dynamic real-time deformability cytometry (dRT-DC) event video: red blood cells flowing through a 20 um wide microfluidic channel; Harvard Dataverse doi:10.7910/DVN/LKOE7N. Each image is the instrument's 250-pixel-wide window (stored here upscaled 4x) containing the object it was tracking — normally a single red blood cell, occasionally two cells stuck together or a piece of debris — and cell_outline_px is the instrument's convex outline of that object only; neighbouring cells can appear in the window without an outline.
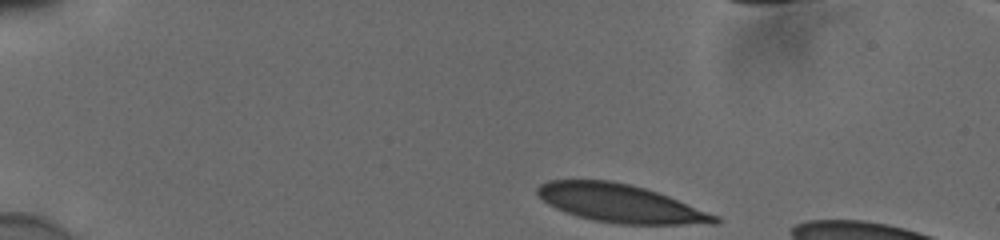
{"species": "human", "species_latin": "Homo sapiens", "temperature_condition": "cold", "stored_images_in_passage": 41, "camera_frame_rate_fps": 3000, "um_per_image_px": 0.085, "donor": {"sex": "male"}, "frame": {"image": 1, "passage_image": 1, "time_ms": 0.0, "image_size_px": [1000, 240], "cell_outline_px": [[720, 220], [716, 224], [616, 224], [592, 220], [576, 216], [564, 212], [548, 204], [536, 192], [536, 188], [540, 184], [548, 180], [608, 180], [628, 184], [644, 188], [668, 196], [720, 216]], "centroid_in_image_um": [52.73, 17.29], "position_along_channel_um": 32.3, "area_um2": 39.3}}
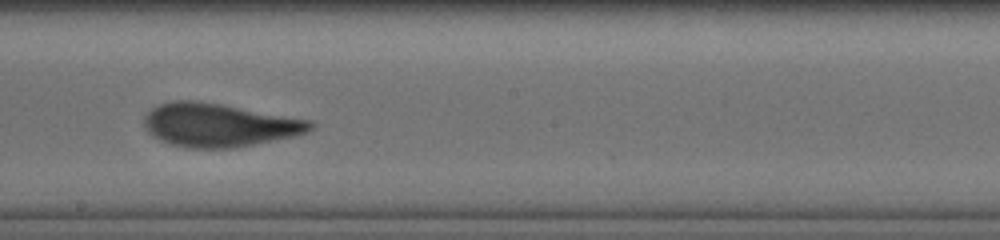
{"frame": {"image": 2, "passage_image": 23, "time_ms": 7.333, "image_size_px": [1000, 240], "cell_outline_px": [[316, 124], [308, 132], [296, 136], [236, 148], [188, 148], [168, 144], [152, 136], [144, 128], [144, 116], [152, 108], [160, 104], [176, 100], [192, 100], [220, 104], [312, 120]], "centroid_in_image_um": [18.62, 10.64], "position_along_channel_um": 229.6, "area_um2": 42.25}}
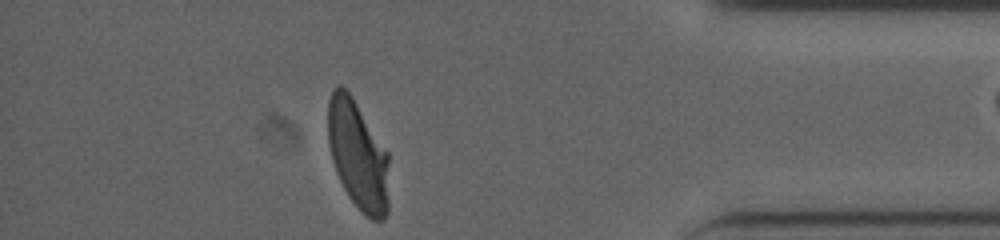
{"frame": {"image": 3, "passage_image": 39, "time_ms": 12.667, "image_size_px": [1000, 240], "cell_outline_px": [[388, 212], [384, 220], [372, 220], [364, 216], [360, 212], [348, 196], [336, 172], [332, 160], [328, 144], [328, 100], [332, 92], [340, 84], [352, 96], [388, 152]], "centroid_in_image_um": [30.43, 13.23], "position_along_channel_um": 404.8, "area_um2": 39.02}}